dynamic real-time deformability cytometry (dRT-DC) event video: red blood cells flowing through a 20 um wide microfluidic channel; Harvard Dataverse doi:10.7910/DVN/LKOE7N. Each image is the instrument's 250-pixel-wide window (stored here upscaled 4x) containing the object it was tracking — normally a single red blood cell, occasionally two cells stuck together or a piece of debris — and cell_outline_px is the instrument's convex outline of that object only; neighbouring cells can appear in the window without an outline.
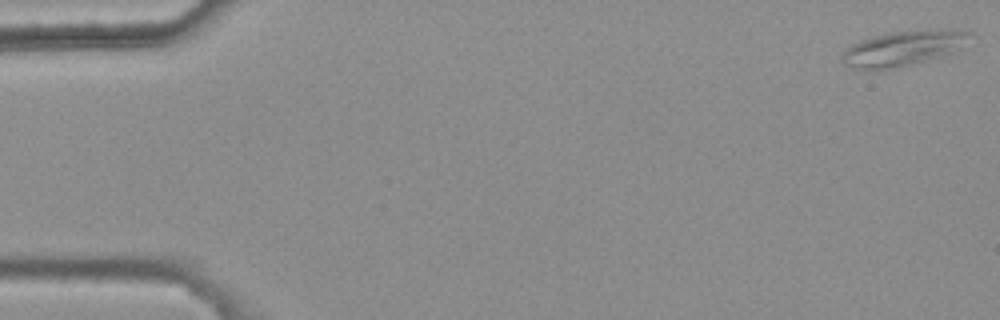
{"species": "common noctule bat (a hibernating species)", "species_latin": "Nyctalus noctula", "temperature_condition": "warm", "stored_images_in_passage": 50, "camera_frame_rate_fps": 3000, "um_per_image_px": 0.085, "animal": {"sex": "female", "body_mass_g": 25.1}, "frame": {"image": 1, "passage_image": 1, "time_ms": 0.0, "image_size_px": [1000, 320], "cell_outline_px": [[972, 32], [952, 52], [940, 56], [880, 72], [864, 72], [852, 68], [844, 64], [840, 60], [840, 56], [852, 44], [860, 40], [872, 36], [892, 32]], "centroid_in_image_um": [76.47, 4.21], "position_along_channel_um": 8.5, "area_um2": 25.03}}
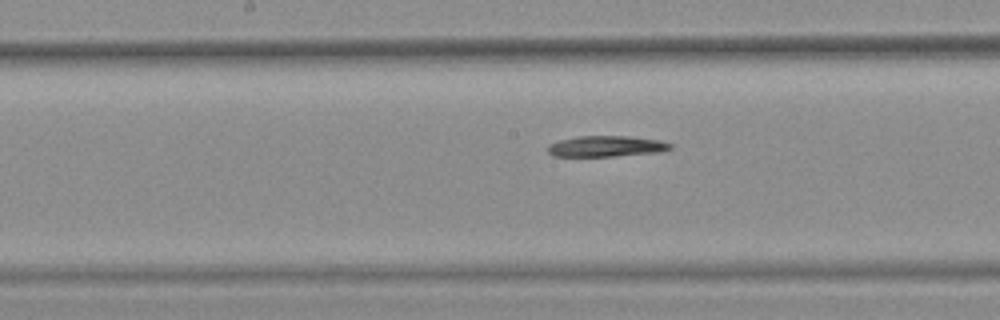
{"frame": {"image": 2, "passage_image": 28, "time_ms": 9.0, "image_size_px": [1000, 320], "cell_outline_px": [[672, 148], [660, 152], [612, 156], [552, 156], [548, 152], [548, 144], [560, 140], [580, 136], [628, 136], [660, 140], [672, 144]], "centroid_in_image_um": [51.53, 12.43], "position_along_channel_um": 196.7, "area_um2": 14.85}}
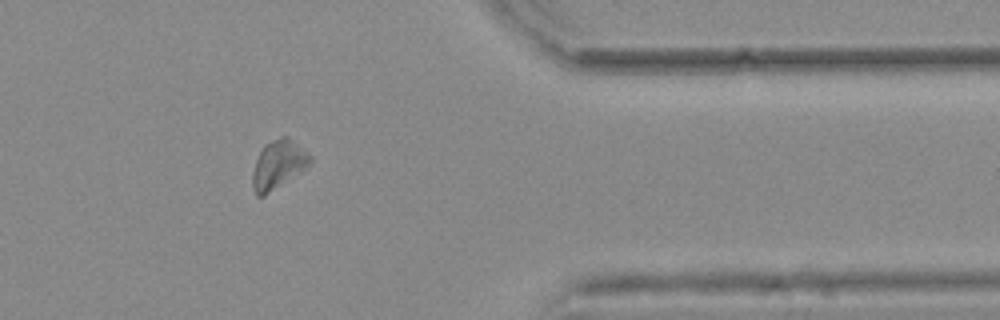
{"frame": {"image": 3, "passage_image": 45, "time_ms": 14.667, "image_size_px": [1000, 320], "cell_outline_px": [[312, 160], [304, 168], [264, 196], [256, 196], [252, 188], [252, 172], [256, 160], [264, 144], [280, 136], [288, 136], [312, 156]], "centroid_in_image_um": [23.61, 13.97], "position_along_channel_um": 387.8, "area_um2": 16.01}, "authors_computed_cell_mechanics": {"area_um2": 16.0106, "velocity_mm_per_s": 3.6832, "shape_relaxation_time_tau1_ms": 9.6056, "shape_relaxation_time_tau2_ms": null, "deformation_change_tau1": 0.1541, "deformation_change_tau2": null}}